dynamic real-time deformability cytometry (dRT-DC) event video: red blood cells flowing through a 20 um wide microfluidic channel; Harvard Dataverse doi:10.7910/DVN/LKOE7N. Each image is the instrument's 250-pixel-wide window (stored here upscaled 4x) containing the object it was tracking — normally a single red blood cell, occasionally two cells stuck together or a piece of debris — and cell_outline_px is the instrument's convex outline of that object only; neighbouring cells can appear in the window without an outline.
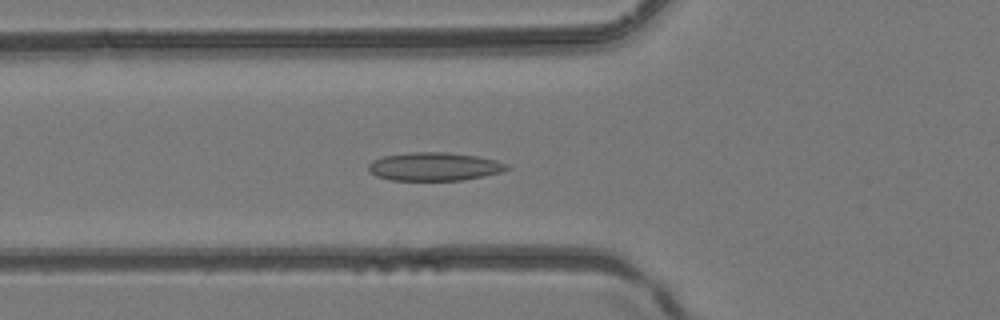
{"species": "common noctule bat (a hibernating species)", "species_latin": "Nyctalus noctula", "temperature_condition": "room temperature", "stored_images_in_passage": 29, "camera_frame_rate_fps": 3000, "um_per_image_px": 0.085, "animal": {"sex": "female", "body_mass_g": 24.6, "forearm_length_mm": 56.2}, "frame": {"image": 1, "passage_image": 2, "time_ms": 0.333, "image_size_px": [1000, 320], "cell_outline_px": [[508, 168], [500, 172], [484, 176], [464, 180], [392, 180], [376, 176], [368, 172], [368, 164], [372, 160], [380, 156], [408, 152], [444, 152], [476, 156], [496, 160], [508, 164]], "centroid_in_image_um": [36.85, 14.15], "position_along_channel_um": 88.9, "area_um2": 22.95}}
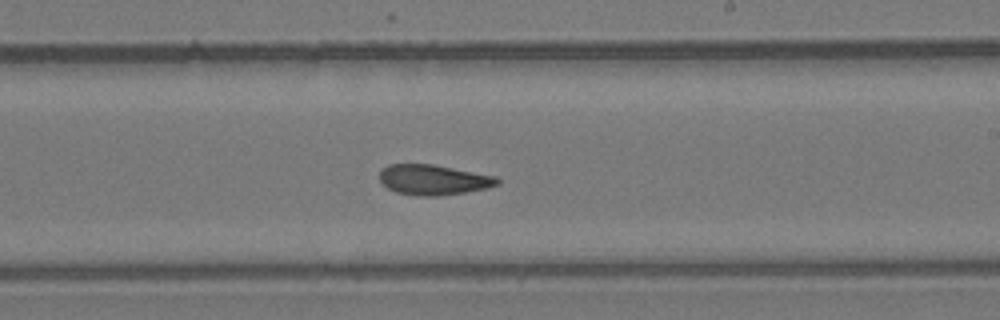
{"frame": {"image": 2, "passage_image": 12, "time_ms": 3.667, "image_size_px": [1000, 320], "cell_outline_px": [[500, 184], [488, 188], [464, 192], [436, 196], [416, 196], [396, 192], [388, 188], [380, 180], [380, 168], [388, 164], [432, 164], [496, 176], [500, 180]], "centroid_in_image_um": [36.84, 15.28], "position_along_channel_um": 252.2, "area_um2": 20.81}}
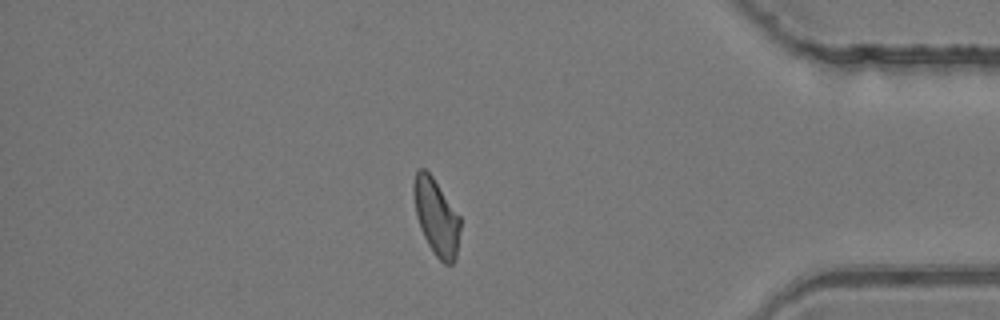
{"frame": {"image": 3, "passage_image": 23, "time_ms": 7.333, "image_size_px": [1000, 320], "cell_outline_px": [[460, 228], [456, 260], [452, 264], [444, 264], [436, 256], [428, 244], [420, 228], [416, 216], [412, 192], [412, 184], [416, 172], [420, 168], [424, 168], [432, 176], [460, 216]], "centroid_in_image_um": [37.07, 18.44], "position_along_channel_um": 398.1, "area_um2": 20.81}}